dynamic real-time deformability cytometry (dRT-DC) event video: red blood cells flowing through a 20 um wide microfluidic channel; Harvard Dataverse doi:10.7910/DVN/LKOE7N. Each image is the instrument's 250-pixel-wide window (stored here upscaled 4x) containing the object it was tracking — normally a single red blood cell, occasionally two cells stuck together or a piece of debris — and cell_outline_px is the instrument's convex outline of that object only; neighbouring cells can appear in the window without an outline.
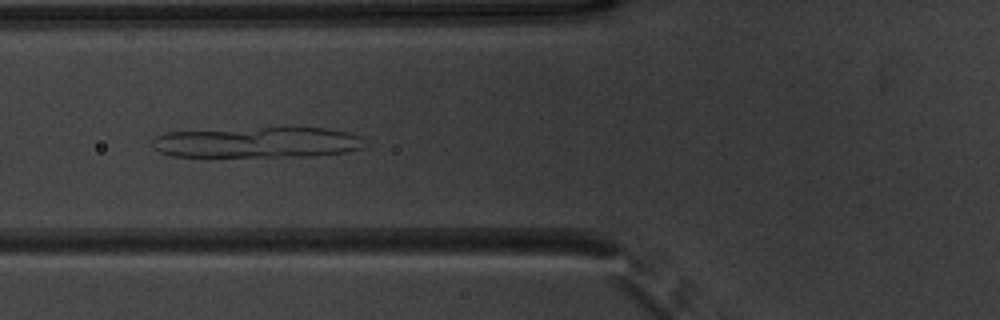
{"species": "common noctule bat (a hibernating species)", "species_latin": "Nyctalus noctula", "temperature_condition": "warm", "stored_images_in_passage": 43, "camera_frame_rate_fps": 3000, "um_per_image_px": 0.085, "animal": {"sex": "male", "body_mass_g": 20.1, "forearm_length_mm": 53.5}, "frame": {"image": 1, "passage_image": 12, "time_ms": 3.667, "image_size_px": [1000, 320], "cell_outline_px": [[364, 148], [344, 152], [312, 156], [172, 156], [160, 152], [152, 148], [152, 140], [156, 136], [164, 132], [260, 128], [324, 128], [344, 132], [360, 136]], "centroid_in_image_um": [21.82, 12.11], "position_along_channel_um": 104.0, "area_um2": 37.63}}
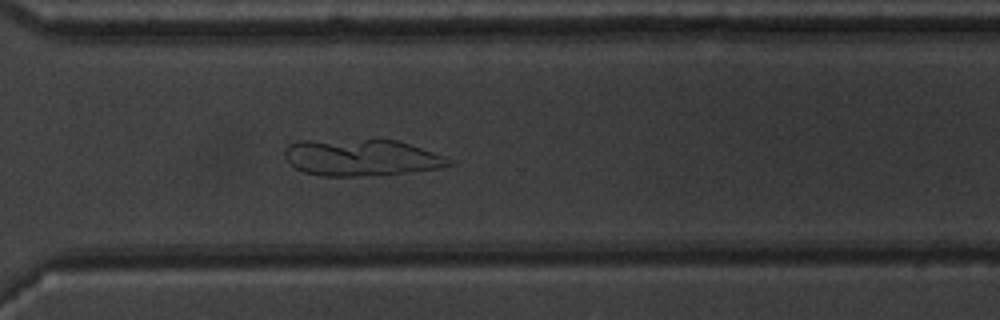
{"frame": {"image": 2, "passage_image": 30, "time_ms": 9.667, "image_size_px": [1000, 320], "cell_outline_px": [[456, 164], [436, 168], [404, 172], [360, 176], [320, 176], [304, 172], [296, 168], [284, 156], [284, 148], [288, 144], [300, 140], [380, 136], [396, 140], [444, 156]], "centroid_in_image_um": [30.63, 13.33], "position_along_channel_um": 340.0, "area_um2": 36.01}}
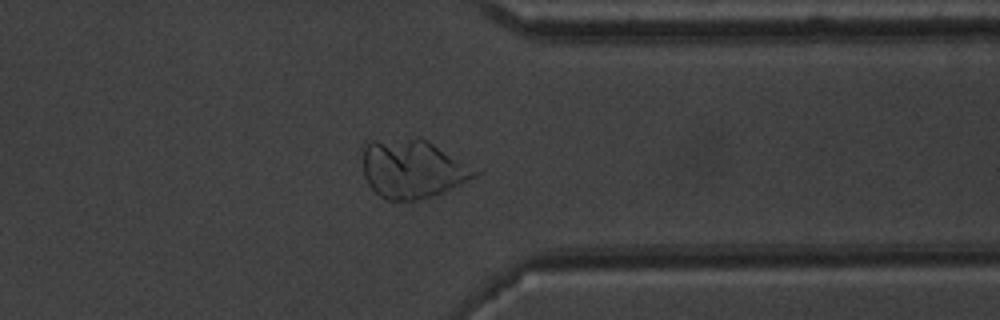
{"frame": {"image": 3, "passage_image": 33, "time_ms": 10.667, "image_size_px": [1000, 320], "cell_outline_px": [[484, 172], [444, 192], [432, 196], [416, 200], [388, 200], [380, 196], [368, 184], [364, 176], [364, 144], [372, 140], [428, 140]], "centroid_in_image_um": [35.11, 14.38], "position_along_channel_um": 376.3, "area_um2": 37.92}}